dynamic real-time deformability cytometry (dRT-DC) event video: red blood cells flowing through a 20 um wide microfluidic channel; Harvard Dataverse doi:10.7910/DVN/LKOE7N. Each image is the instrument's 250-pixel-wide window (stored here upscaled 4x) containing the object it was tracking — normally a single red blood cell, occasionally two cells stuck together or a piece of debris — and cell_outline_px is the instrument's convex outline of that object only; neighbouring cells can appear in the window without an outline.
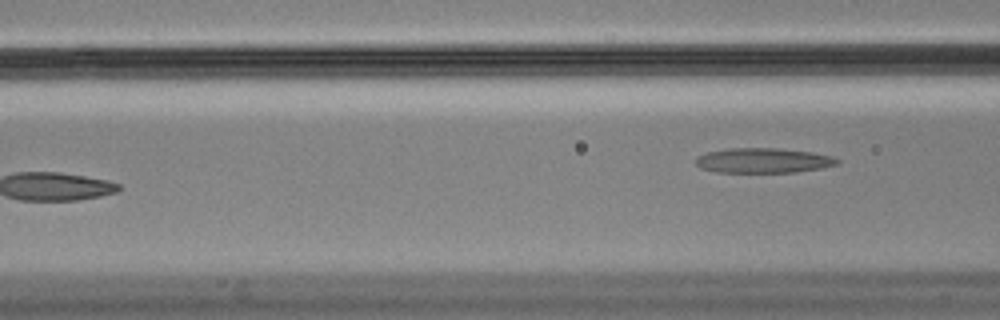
{"species": "Egyptian fruit bat (a non-hibernating species)", "species_latin": "Rousettus aegyptiacus", "temperature_condition": "cold", "stored_images_in_passage": 6, "camera_frame_rate_fps": 3000, "um_per_image_px": 0.085, "animal": {"sex": "male"}, "frame": {"image": 1, "passage_image": 6, "time_ms": 1.667, "image_size_px": [1000, 320], "cell_outline_px": [[840, 164], [824, 168], [792, 172], [716, 172], [700, 168], [696, 164], [696, 156], [708, 152], [728, 148], [776, 148], [812, 152], [832, 156], [840, 160]], "centroid_in_image_um": [64.9, 13.64], "position_along_channel_um": 101.7, "area_um2": 20.63}}